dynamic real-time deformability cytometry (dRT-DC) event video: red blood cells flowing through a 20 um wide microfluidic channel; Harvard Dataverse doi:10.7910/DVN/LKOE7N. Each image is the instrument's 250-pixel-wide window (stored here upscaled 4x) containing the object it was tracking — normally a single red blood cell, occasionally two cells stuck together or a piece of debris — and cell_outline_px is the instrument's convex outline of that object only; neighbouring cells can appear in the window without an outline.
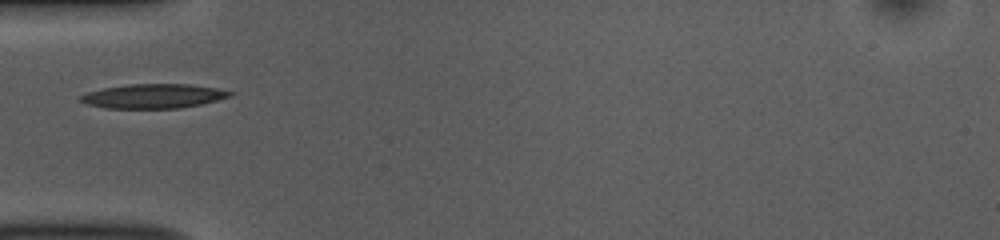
{"species": "common noctule bat (a hibernating species)", "species_latin": "Nyctalus noctula", "temperature_condition": "room temperature", "stored_images_in_passage": 37, "camera_frame_rate_fps": 3000, "um_per_image_px": 0.085, "animal": {"sex": "female", "body_mass_g": 10.0, "forearm_length_mm": 53.1}, "frame": {"image": 1, "passage_image": 1, "time_ms": 0.0, "image_size_px": [1000, 240], "cell_outline_px": [[236, 92], [232, 96], [200, 104], [180, 108], [104, 108], [84, 104], [80, 100], [80, 96], [88, 92], [104, 88], [128, 84], [188, 84], [216, 88]], "centroid_in_image_um": [13.04, 8.17], "position_along_channel_um": 72.0, "area_um2": 21.15}}
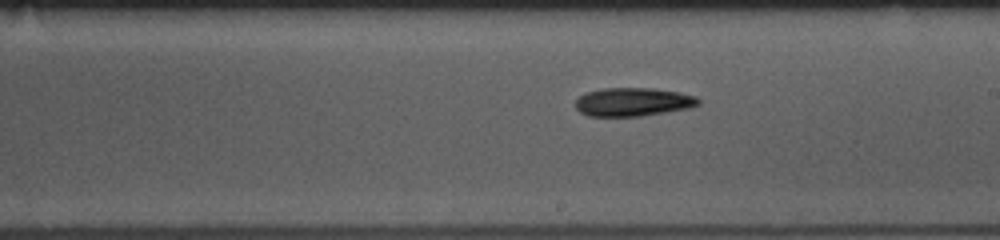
{"frame": {"image": 2, "passage_image": 14, "time_ms": 4.333, "image_size_px": [1000, 240], "cell_outline_px": [[700, 104], [688, 108], [640, 116], [588, 116], [580, 112], [576, 108], [576, 100], [584, 92], [600, 88], [656, 88], [680, 92], [696, 96], [700, 100]], "centroid_in_image_um": [53.79, 8.65], "position_along_channel_um": 235.2, "area_um2": 20.52}}
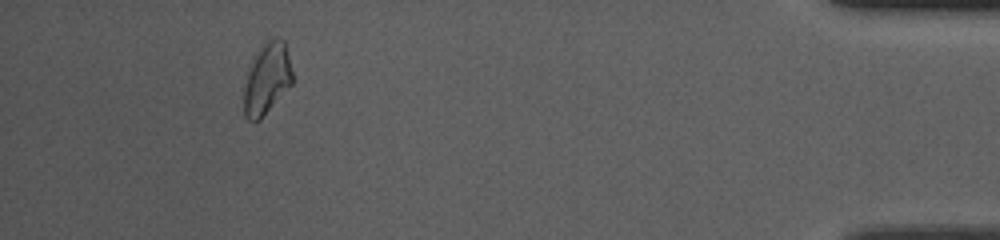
{"frame": {"image": 3, "passage_image": 33, "time_ms": 10.667, "image_size_px": [1000, 240], "cell_outline_px": [[292, 84], [260, 120], [248, 120], [244, 116], [244, 84], [252, 56], [268, 40], [276, 36], [284, 40], [292, 72]], "centroid_in_image_um": [22.67, 6.68], "position_along_channel_um": 412.5, "area_um2": 20.17}}